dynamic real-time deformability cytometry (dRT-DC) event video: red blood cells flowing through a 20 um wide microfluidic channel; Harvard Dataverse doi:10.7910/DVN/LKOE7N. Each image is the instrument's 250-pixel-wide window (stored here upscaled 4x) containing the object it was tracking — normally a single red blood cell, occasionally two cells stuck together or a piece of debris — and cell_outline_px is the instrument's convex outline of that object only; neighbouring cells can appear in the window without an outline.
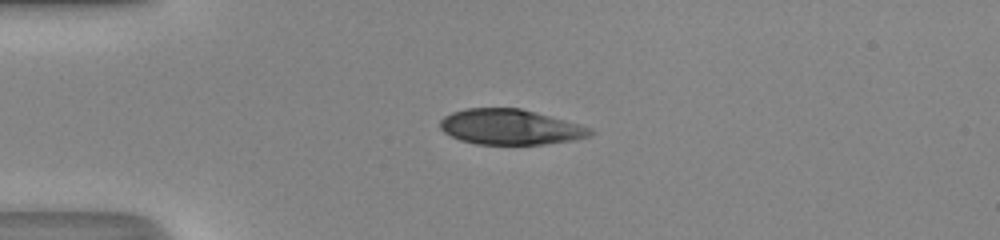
{"species": "human", "species_latin": "Homo sapiens", "temperature_condition": "room temperature", "stored_images_in_passage": 37, "camera_frame_rate_fps": 3000, "um_per_image_px": 0.085, "donor": {"sex": "male"}, "frame": {"image": 1, "passage_image": 1, "time_ms": 0.0, "image_size_px": [1000, 240], "cell_outline_px": [[596, 132], [592, 136], [576, 140], [544, 144], [476, 144], [460, 140], [444, 132], [440, 128], [440, 120], [444, 116], [452, 112], [464, 108], [520, 108], [536, 112], [580, 124], [592, 128]], "centroid_in_image_um": [43.41, 10.79], "position_along_channel_um": 41.6, "area_um2": 31.15}}
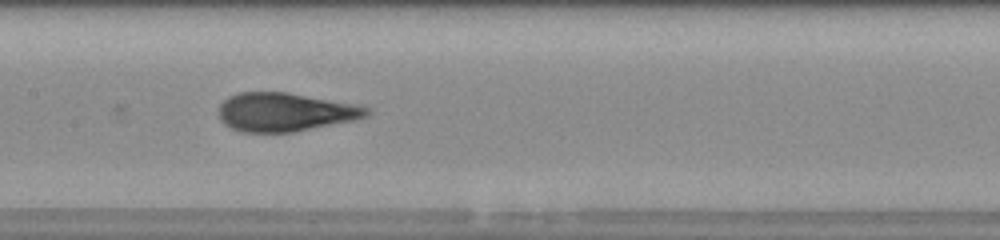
{"frame": {"image": 2, "passage_image": 13, "time_ms": 4.0, "image_size_px": [1000, 240], "cell_outline_px": [[372, 112], [368, 116], [356, 120], [292, 132], [244, 132], [232, 128], [224, 124], [220, 120], [220, 104], [228, 96], [236, 92], [288, 92], [356, 104], [372, 108]], "centroid_in_image_um": [24.27, 9.52], "position_along_channel_um": 183.1, "area_um2": 33.47}}
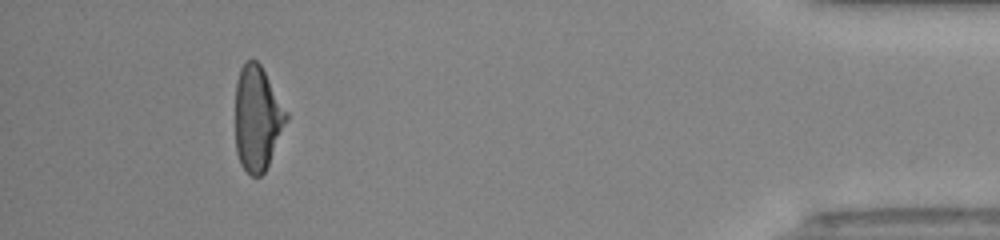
{"frame": {"image": 3, "passage_image": 33, "time_ms": 10.667, "image_size_px": [1000, 240], "cell_outline_px": [[288, 120], [268, 164], [264, 172], [260, 176], [252, 176], [240, 164], [236, 152], [236, 80], [240, 68], [244, 60], [256, 60], [260, 64], [288, 112]], "centroid_in_image_um": [21.87, 10.03], "position_along_channel_um": 413.3, "area_um2": 31.1}, "authors_computed_cell_mechanics": {"area_um2": 33.3506, "velocity_mm_per_s": 4.358, "shape_relaxation_time_tau1_ms": 4.8128, "shape_relaxation_time_tau2_ms": 0.653, "deformation_change_tau1": 0.2224, "deformation_change_tau2": 0.0589}}